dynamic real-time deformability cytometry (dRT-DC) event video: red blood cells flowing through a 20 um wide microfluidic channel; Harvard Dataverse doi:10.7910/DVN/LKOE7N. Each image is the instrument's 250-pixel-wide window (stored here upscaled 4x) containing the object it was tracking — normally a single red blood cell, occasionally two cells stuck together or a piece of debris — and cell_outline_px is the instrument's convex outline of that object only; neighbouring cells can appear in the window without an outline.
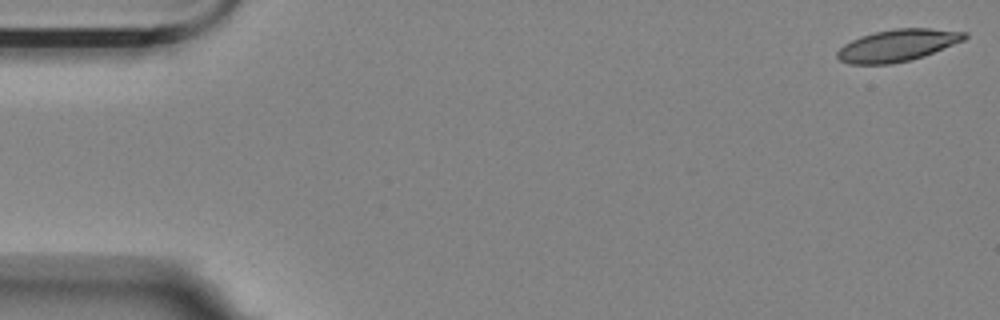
{"species": "Egyptian fruit bat (a non-hibernating species)", "species_latin": "Rousettus aegyptiacus", "temperature_condition": "room temperature", "stored_images_in_passage": 56, "camera_frame_rate_fps": 3000, "um_per_image_px": 0.085, "animal": {"sex": "female"}, "frame": {"image": 1, "passage_image": 1, "time_ms": 0.0, "image_size_px": [1000, 320], "cell_outline_px": [[968, 36], [964, 40], [924, 56], [912, 60], [892, 64], [848, 64], [840, 60], [836, 56], [836, 52], [844, 44], [860, 36], [876, 32], [896, 28], [932, 28], [968, 32]], "centroid_in_image_um": [76.29, 3.86], "position_along_channel_um": 8.7, "area_um2": 23.81}}
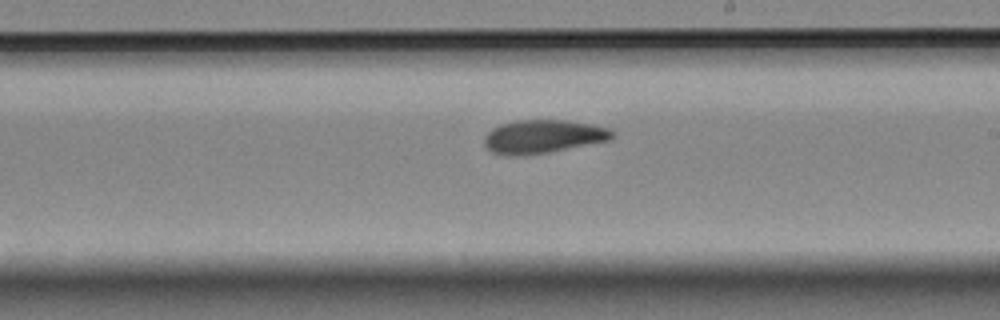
{"frame": {"image": 2, "passage_image": 32, "time_ms": 10.333, "image_size_px": [1000, 320], "cell_outline_px": [[616, 136], [608, 140], [548, 152], [524, 156], [508, 156], [492, 152], [484, 148], [484, 136], [492, 128], [500, 124], [516, 120], [568, 120], [592, 124], [612, 128], [616, 132]], "centroid_in_image_um": [46.15, 11.6], "position_along_channel_um": 242.9, "area_um2": 25.26}}
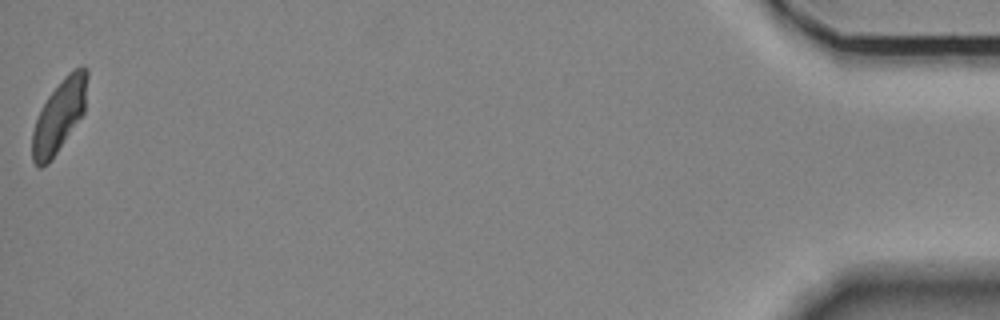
{"frame": {"image": 3, "passage_image": 56, "time_ms": 18.333, "image_size_px": [1000, 320], "cell_outline_px": [[88, 76], [84, 112], [48, 164], [40, 168], [32, 160], [32, 132], [36, 120], [48, 96], [64, 76], [68, 72], [76, 68], [88, 68]], "centroid_in_image_um": [5.03, 9.83], "position_along_channel_um": 430.2, "area_um2": 22.66}, "authors_computed_cell_mechanics": {"area_um2": 24.4783, "velocity_mm_per_s": 3.5254, "shape_relaxation_time_tau1_ms": 10.6554, "shape_relaxation_time_tau2_ms": 5.0704, "deformation_change_tau1": 0.2325, "deformation_change_tau2": 0.1162}}